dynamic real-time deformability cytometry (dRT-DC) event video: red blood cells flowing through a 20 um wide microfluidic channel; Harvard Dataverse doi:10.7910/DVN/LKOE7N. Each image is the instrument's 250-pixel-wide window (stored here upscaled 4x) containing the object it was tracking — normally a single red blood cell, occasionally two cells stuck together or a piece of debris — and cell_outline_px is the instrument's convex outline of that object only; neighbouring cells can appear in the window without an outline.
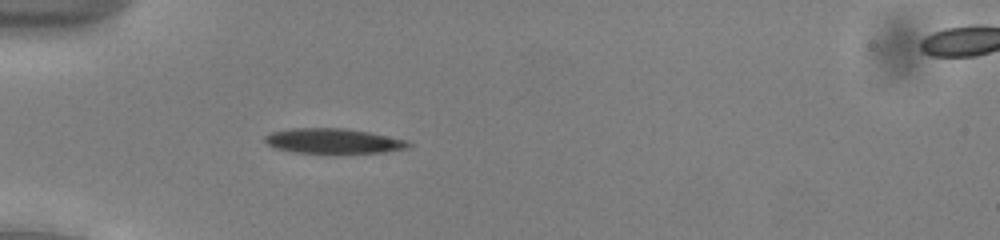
{"species": "common noctule bat (a hibernating species)", "species_latin": "Nyctalus noctula", "temperature_condition": "cold", "stored_images_in_passage": 53, "camera_frame_rate_fps": 3000, "um_per_image_px": 0.085, "animal": {"sex": "male", "body_mass_g": 13.0, "forearm_length_mm": 53.1}, "frame": {"image": 1, "passage_image": 17, "time_ms": 5.333, "image_size_px": [1000, 240], "cell_outline_px": [[412, 144], [408, 148], [384, 152], [292, 152], [276, 148], [268, 144], [264, 140], [264, 136], [272, 132], [292, 128], [344, 128], [368, 132], [408, 140]], "centroid_in_image_um": [28.34, 11.97], "position_along_channel_um": 56.7, "area_um2": 20.58}}
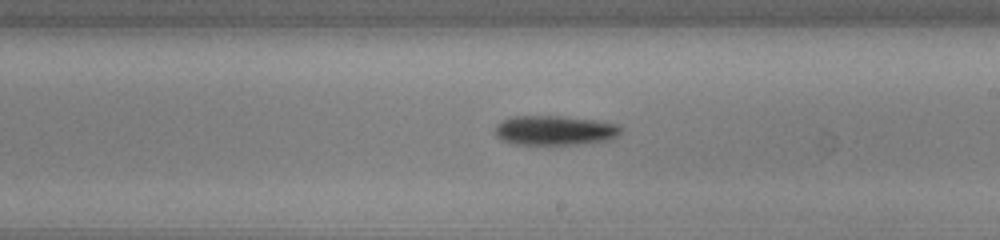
{"frame": {"image": 2, "passage_image": 32, "time_ms": 10.333, "image_size_px": [1000, 240], "cell_outline_px": [[624, 128], [620, 136], [612, 140], [584, 144], [512, 144], [500, 140], [496, 136], [496, 124], [500, 120], [512, 116], [560, 116], [596, 120], [620, 124]], "centroid_in_image_um": [47.22, 11.08], "position_along_channel_um": 241.8, "area_um2": 22.25}}
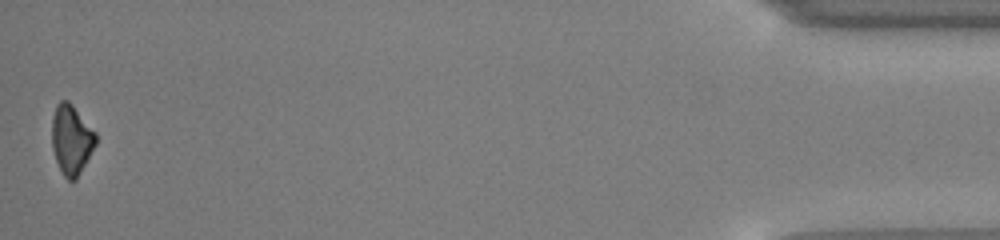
{"frame": {"image": 3, "passage_image": 53, "time_ms": 17.333, "image_size_px": [1000, 240], "cell_outline_px": [[96, 144], [76, 180], [68, 180], [64, 176], [56, 160], [52, 148], [52, 116], [56, 104], [60, 100], [68, 100], [72, 104], [96, 132]], "centroid_in_image_um": [6.06, 11.84], "position_along_channel_um": 429.1, "area_um2": 17.8}, "authors_computed_cell_mechanics": {"area_um2": 20.5768, "velocity_mm_per_s": 3.9157, "shape_relaxation_time_tau1_ms": 2.0026, "shape_relaxation_time_tau2_ms": null, "deformation_change_tau1": 0.0901, "deformation_change_tau2": null}}